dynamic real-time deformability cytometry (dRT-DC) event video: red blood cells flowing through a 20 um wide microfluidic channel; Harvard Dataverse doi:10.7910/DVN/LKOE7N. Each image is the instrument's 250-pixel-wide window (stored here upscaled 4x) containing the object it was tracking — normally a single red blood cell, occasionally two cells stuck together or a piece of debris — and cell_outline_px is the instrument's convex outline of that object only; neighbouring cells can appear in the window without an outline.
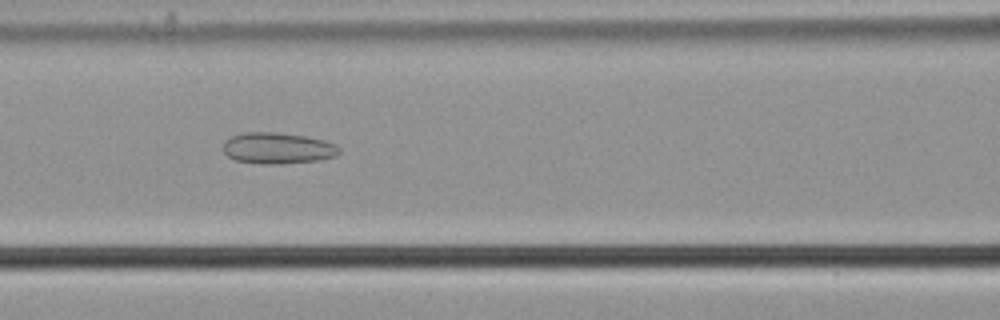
{"species": "common noctule bat (a hibernating species)", "species_latin": "Nyctalus noctula", "temperature_condition": "cold", "stored_images_in_passage": 55, "camera_frame_rate_fps": 3000, "um_per_image_px": 0.085, "animal": {"sex": "male", "body_mass_g": 21.5, "forearm_length_mm": 52.0}, "frame": {"image": 1, "passage_image": 24, "time_ms": 7.667, "image_size_px": [1000, 320], "cell_outline_px": [[340, 152], [336, 156], [320, 160], [280, 164], [260, 164], [236, 160], [228, 156], [224, 152], [224, 140], [232, 136], [244, 132], [276, 132], [304, 136], [324, 140], [336, 144], [340, 148]], "centroid_in_image_um": [23.62, 12.6], "position_along_channel_um": 143.0, "area_um2": 21.21}}
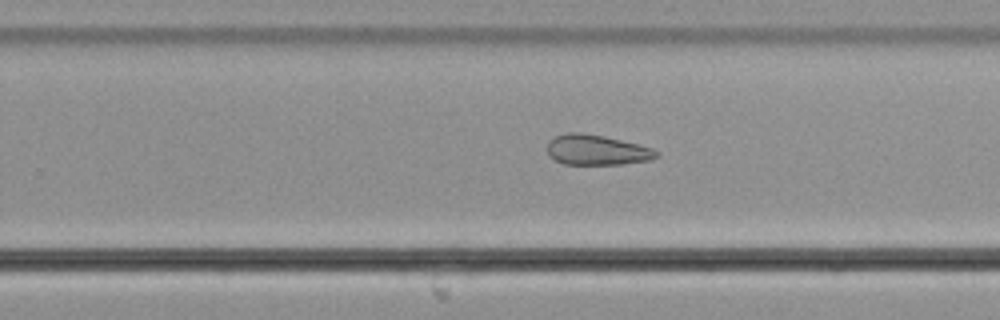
{"frame": {"image": 2, "passage_image": 35, "time_ms": 11.333, "image_size_px": [1000, 320], "cell_outline_px": [[660, 156], [652, 160], [620, 164], [564, 164], [548, 156], [548, 140], [564, 132], [580, 132], [604, 136], [652, 148], [660, 152]], "centroid_in_image_um": [50.72, 12.74], "position_along_channel_um": 279.1, "area_um2": 19.31}}
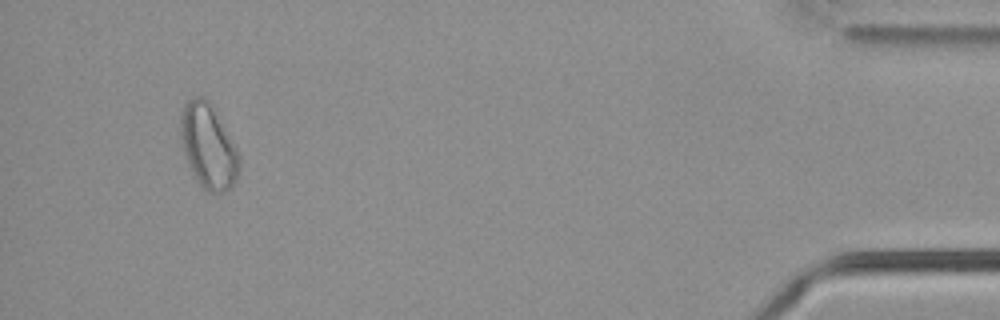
{"frame": {"image": 3, "passage_image": 52, "time_ms": 17.0, "image_size_px": [1000, 320], "cell_outline_px": [[240, 164], [236, 176], [232, 184], [224, 192], [204, 192], [196, 180], [188, 164], [180, 140], [180, 112], [184, 104], [188, 100], [196, 96], [204, 96], [208, 100], [236, 148], [240, 156]], "centroid_in_image_um": [17.66, 12.43], "position_along_channel_um": 417.5, "area_um2": 28.61}, "authors_computed_cell_mechanics": {"area_um2": 24.6228, "velocity_mm_per_s": 3.7252, "shape_relaxation_time_tau1_ms": null, "shape_relaxation_time_tau2_ms": 6.5827, "deformation_change_tau1": null, "deformation_change_tau2": 0.149}}